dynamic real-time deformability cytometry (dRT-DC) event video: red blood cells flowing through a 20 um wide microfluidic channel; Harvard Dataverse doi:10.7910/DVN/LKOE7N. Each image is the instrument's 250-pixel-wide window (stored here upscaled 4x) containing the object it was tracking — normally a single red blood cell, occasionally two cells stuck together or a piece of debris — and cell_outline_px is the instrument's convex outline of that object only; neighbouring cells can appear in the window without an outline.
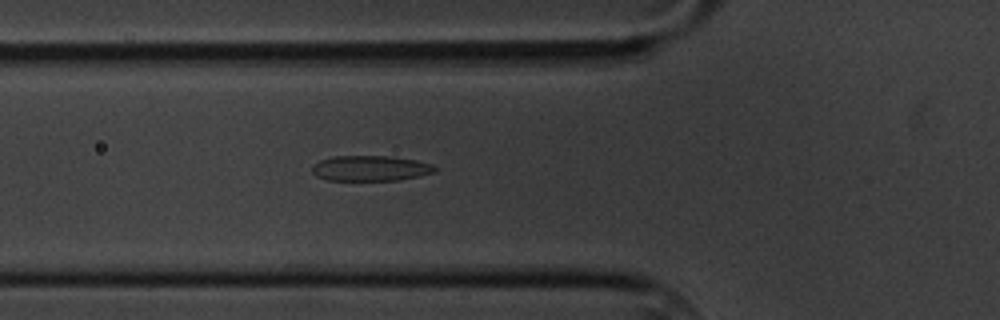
{"species": "common noctule bat (a hibernating species)", "species_latin": "Nyctalus noctula", "temperature_condition": "cold", "stored_images_in_passage": 3, "camera_frame_rate_fps": 3000, "um_per_image_px": 0.085, "animal": {"sex": "male", "body_mass_g": 20.1, "forearm_length_mm": 53.5}, "frame": {"image": 1, "passage_image": 3, "time_ms": 2.333, "image_size_px": [1000, 320], "cell_outline_px": [[440, 168], [436, 172], [400, 180], [328, 180], [316, 176], [312, 172], [312, 164], [320, 160], [332, 156], [392, 156], [416, 160], [432, 164]], "centroid_in_image_um": [31.51, 14.3], "position_along_channel_um": 94.3, "area_um2": 18.38}}